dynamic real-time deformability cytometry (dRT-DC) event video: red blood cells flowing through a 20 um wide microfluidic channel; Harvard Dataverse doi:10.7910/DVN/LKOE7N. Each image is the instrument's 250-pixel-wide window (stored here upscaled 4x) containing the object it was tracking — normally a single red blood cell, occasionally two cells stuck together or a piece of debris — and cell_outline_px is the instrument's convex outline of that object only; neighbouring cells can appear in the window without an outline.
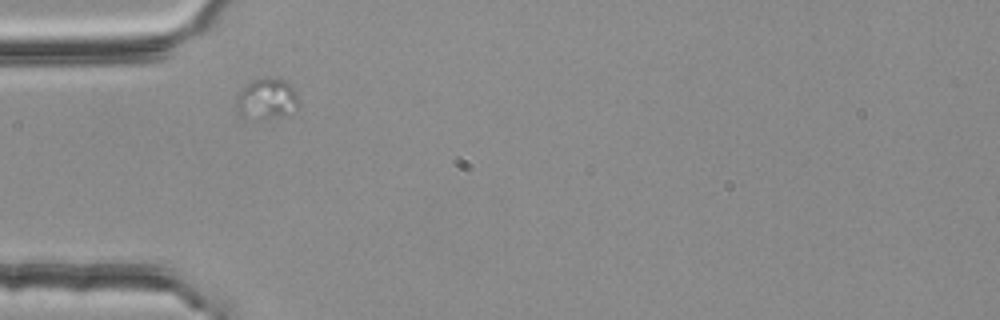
{"species": "common noctule bat (a hibernating species)", "species_latin": "Nyctalus noctula", "temperature_condition": "room temperature", "stored_images_in_passage": 2, "camera_frame_rate_fps": 3000, "um_per_image_px": 0.085, "animal": {"sex": "female", "body_mass_g": 25.1}, "frame": {"image": 1, "passage_image": 1, "time_ms": 0.0, "image_size_px": [1000, 320], "cell_outline_px": [[296, 108], [280, 116], [260, 120], [240, 120], [236, 112], [236, 96], [252, 80], [268, 76], [284, 80], [292, 84], [296, 92]], "centroid_in_image_um": [22.58, 8.43], "position_along_channel_um": 62.4, "area_um2": 15.2}}